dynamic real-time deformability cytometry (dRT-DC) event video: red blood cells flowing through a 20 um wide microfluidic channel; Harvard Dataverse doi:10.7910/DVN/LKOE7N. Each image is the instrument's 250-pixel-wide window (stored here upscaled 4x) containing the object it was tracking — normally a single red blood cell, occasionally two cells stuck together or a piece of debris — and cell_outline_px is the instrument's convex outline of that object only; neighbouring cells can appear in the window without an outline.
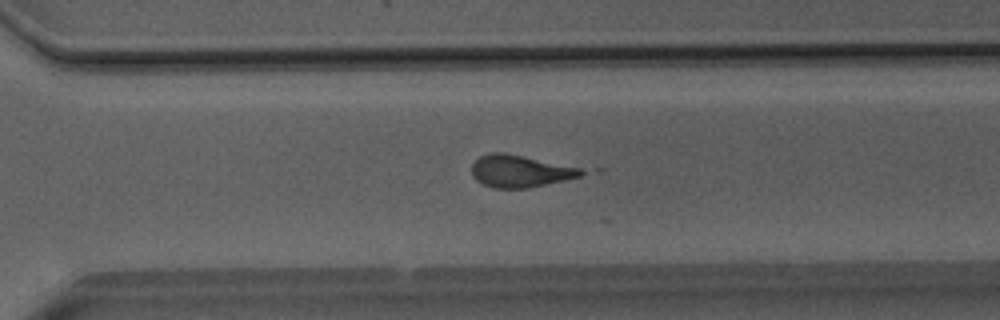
{"species": "Egyptian fruit bat (a non-hibernating species)", "species_latin": "Rousettus aegyptiacus", "temperature_condition": "room temperature", "stored_images_in_passage": 44, "camera_frame_rate_fps": 3000, "um_per_image_px": 0.085, "animal": {"sex": "male"}, "frame": {"image": 1, "passage_image": 29, "time_ms": 9.333, "image_size_px": [1000, 320], "cell_outline_px": [[588, 172], [580, 176], [564, 180], [528, 188], [496, 188], [484, 184], [476, 180], [472, 176], [472, 164], [480, 156], [492, 152], [504, 152], [580, 168]], "centroid_in_image_um": [44.19, 14.54], "position_along_channel_um": 326.4, "area_um2": 20.29}}
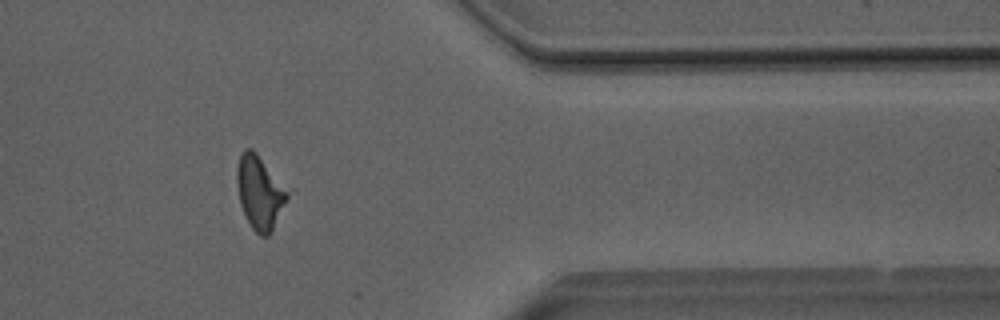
{"frame": {"image": 2, "passage_image": 35, "time_ms": 11.333, "image_size_px": [1000, 320], "cell_outline_px": [[288, 200], [268, 236], [260, 236], [252, 228], [240, 204], [236, 180], [236, 168], [240, 156], [244, 148], [252, 148], [256, 152], [288, 192]], "centroid_in_image_um": [22.05, 16.35], "position_along_channel_um": 389.4, "area_um2": 21.1}}
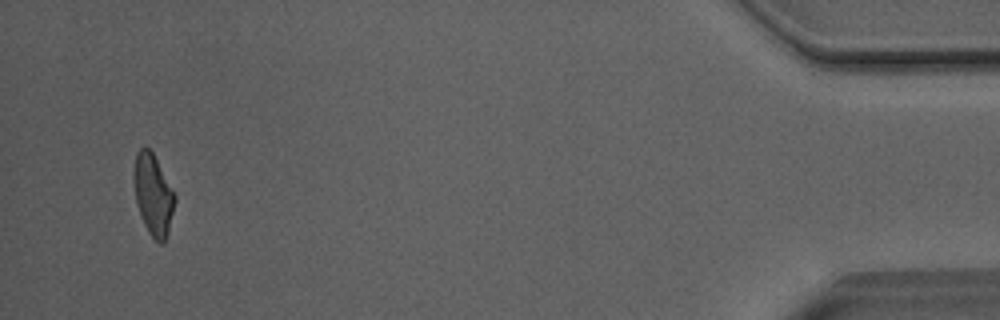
{"frame": {"image": 3, "passage_image": 42, "time_ms": 13.667, "image_size_px": [1000, 320], "cell_outline_px": [[176, 200], [168, 232], [164, 244], [160, 244], [148, 232], [144, 224], [136, 204], [136, 152], [144, 144], [152, 152], [176, 196]], "centroid_in_image_um": [13.06, 16.6], "position_along_channel_um": 422.1, "area_um2": 18.73}, "authors_computed_cell_mechanics": {"area_um2": 21.5016, "velocity_mm_per_s": 4.0578, "shape_relaxation_time_tau1_ms": null, "shape_relaxation_time_tau2_ms": 3.0205, "deformation_change_tau1": null, "deformation_change_tau2": 0.1416}}